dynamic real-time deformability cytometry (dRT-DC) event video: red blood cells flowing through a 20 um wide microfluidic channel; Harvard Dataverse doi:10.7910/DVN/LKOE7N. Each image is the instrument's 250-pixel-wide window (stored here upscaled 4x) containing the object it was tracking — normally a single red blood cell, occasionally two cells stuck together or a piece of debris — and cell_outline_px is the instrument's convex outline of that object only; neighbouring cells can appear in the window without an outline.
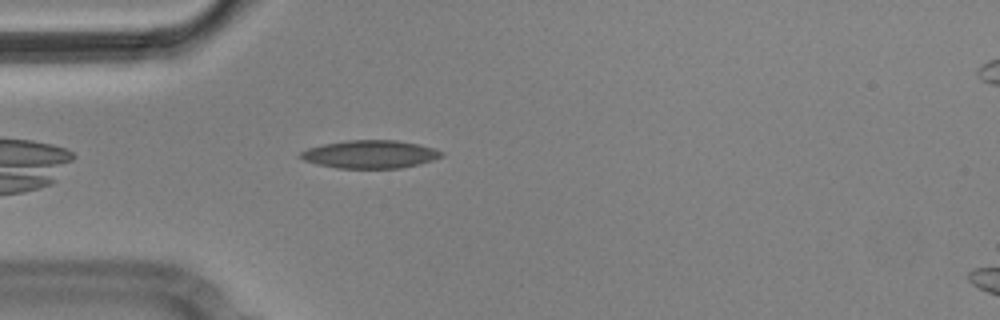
{"species": "Egyptian fruit bat (a non-hibernating species)", "species_latin": "Rousettus aegyptiacus", "temperature_condition": "cold", "stored_images_in_passage": 44, "camera_frame_rate_fps": 3000, "um_per_image_px": 0.085, "animal": {"sex": "male"}, "frame": {"image": 1, "passage_image": 4, "time_ms": 1.0, "image_size_px": [1000, 320], "cell_outline_px": [[444, 156], [420, 164], [400, 168], [336, 168], [316, 164], [304, 160], [296, 156], [300, 152], [308, 148], [324, 144], [348, 140], [396, 140], [420, 144], [436, 148], [444, 152]], "centroid_in_image_um": [31.48, 13.11], "position_along_channel_um": 53.5, "area_um2": 23.24}}
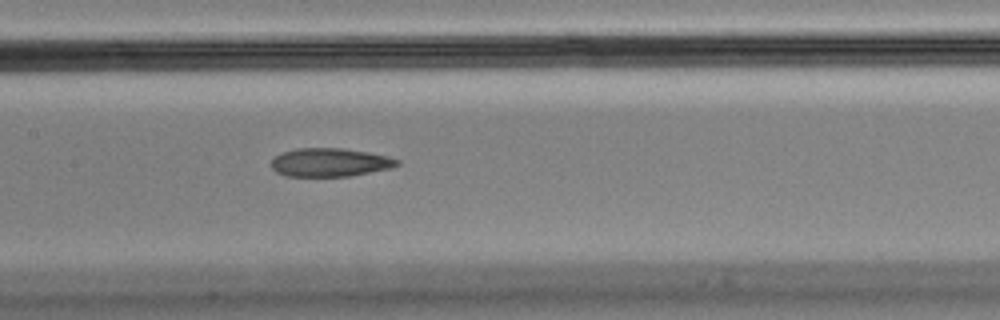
{"frame": {"image": 2, "passage_image": 15, "time_ms": 4.667, "image_size_px": [1000, 320], "cell_outline_px": [[400, 164], [392, 168], [348, 176], [284, 176], [276, 172], [272, 168], [272, 160], [276, 156], [284, 152], [296, 148], [344, 148], [368, 152], [388, 156], [400, 160]], "centroid_in_image_um": [28.07, 13.8], "position_along_channel_um": 179.3, "area_um2": 20.87}}
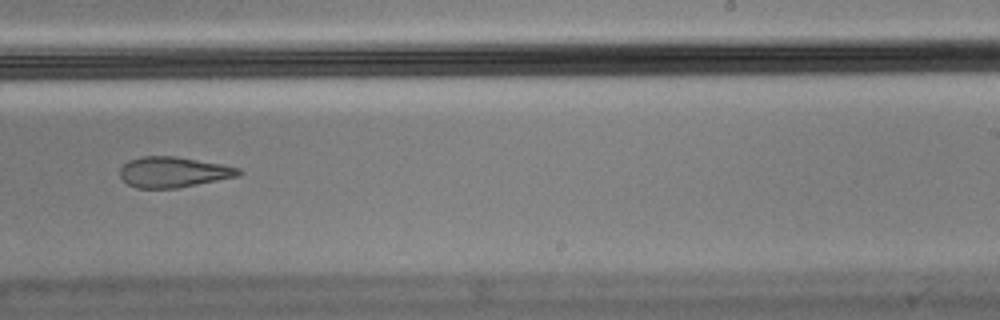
{"frame": {"image": 3, "passage_image": 23, "time_ms": 7.333, "image_size_px": [1000, 320], "cell_outline_px": [[244, 172], [240, 176], [176, 188], [136, 188], [128, 184], [120, 176], [120, 168], [128, 160], [144, 156], [176, 156], [220, 164], [240, 168]], "centroid_in_image_um": [14.75, 14.62], "position_along_channel_um": 274.3, "area_um2": 21.1}, "authors_computed_cell_mechanics": {"area_um2": 22.6865, "velocity_mm_per_s": 3.5718, "shape_relaxation_time_tau1_ms": null, "shape_relaxation_time_tau2_ms": 6.9756, "deformation_change_tau1": null, "deformation_change_tau2": 0.1552}}